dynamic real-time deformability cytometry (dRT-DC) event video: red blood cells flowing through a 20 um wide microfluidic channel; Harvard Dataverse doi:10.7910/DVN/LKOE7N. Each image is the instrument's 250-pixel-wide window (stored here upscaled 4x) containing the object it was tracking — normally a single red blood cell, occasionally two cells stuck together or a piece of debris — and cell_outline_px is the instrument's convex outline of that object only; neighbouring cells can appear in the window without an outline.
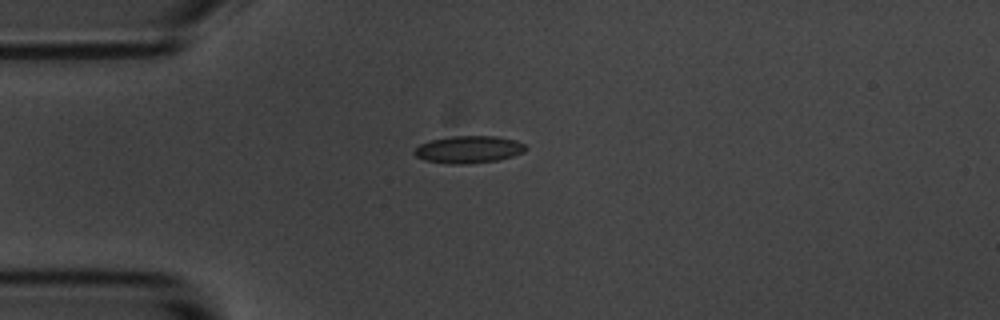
{"species": "common noctule bat (a hibernating species)", "species_latin": "Nyctalus noctula", "temperature_condition": "room temperature", "stored_images_in_passage": 5, "camera_frame_rate_fps": 3000, "um_per_image_px": 0.085, "animal": {"sex": "male", "body_mass_g": 20.1, "forearm_length_mm": 53.5}, "frame": {"image": 1, "passage_image": 1, "time_ms": 0.0, "image_size_px": [1000, 320], "cell_outline_px": [[528, 148], [524, 152], [512, 156], [496, 160], [464, 164], [452, 164], [424, 160], [416, 156], [412, 152], [420, 144], [432, 140], [452, 136], [496, 136], [516, 140], [524, 144]], "centroid_in_image_um": [39.84, 12.7], "position_along_channel_um": 45.2, "area_um2": 17.57}}
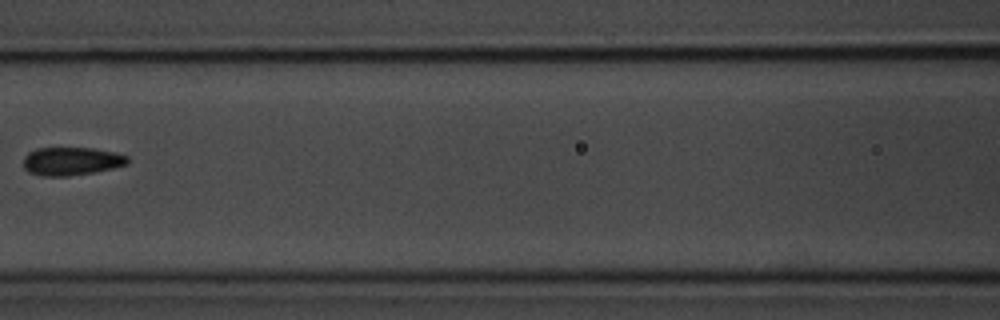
{"frame": {"image": 2, "passage_image": 4, "time_ms": 3.667, "image_size_px": [1000, 320], "cell_outline_px": [[128, 164], [112, 168], [92, 172], [68, 176], [44, 176], [28, 172], [24, 168], [24, 156], [28, 152], [36, 148], [92, 148], [116, 152], [128, 156]], "centroid_in_image_um": [6.06, 13.69], "position_along_channel_um": 160.5, "area_um2": 17.11}}
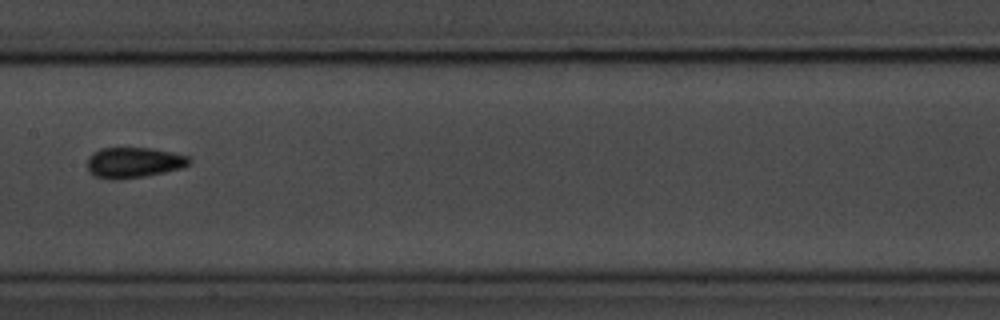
{"frame": {"image": 3, "passage_image": 5, "time_ms": 4.667, "image_size_px": [1000, 320], "cell_outline_px": [[192, 160], [188, 164], [180, 168], [164, 172], [140, 176], [96, 176], [88, 172], [88, 160], [92, 152], [100, 148], [152, 148], [172, 152], [188, 156]], "centroid_in_image_um": [11.4, 13.75], "position_along_channel_um": 196.0, "area_um2": 17.28}}